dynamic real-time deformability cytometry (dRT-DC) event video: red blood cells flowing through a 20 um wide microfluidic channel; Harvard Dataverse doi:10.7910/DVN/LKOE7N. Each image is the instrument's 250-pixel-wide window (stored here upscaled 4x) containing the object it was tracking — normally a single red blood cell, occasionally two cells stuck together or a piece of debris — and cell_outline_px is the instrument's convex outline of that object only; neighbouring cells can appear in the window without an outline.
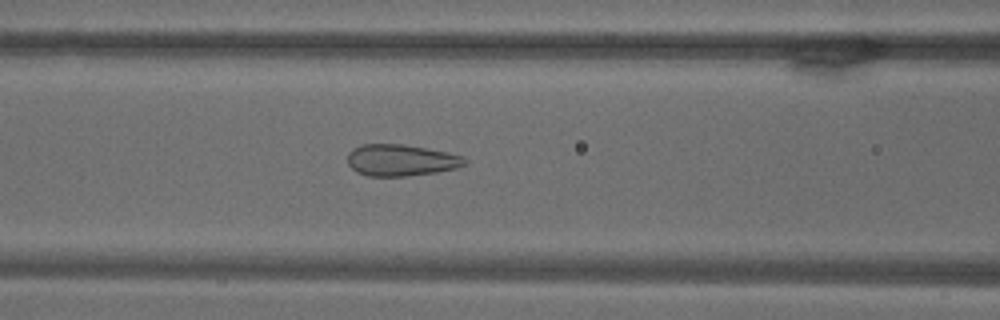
{"species": "common noctule bat (a hibernating species)", "species_latin": "Nyctalus noctula", "temperature_condition": "warm", "stored_images_in_passage": 69, "camera_frame_rate_fps": 3000, "um_per_image_px": 0.085, "animal": {"sex": "male", "body_mass_g": 18.8}, "frame": {"image": 1, "passage_image": 29, "time_ms": 9.333, "image_size_px": [1000, 320], "cell_outline_px": [[468, 160], [464, 164], [456, 168], [436, 172], [408, 176], [368, 176], [356, 172], [348, 164], [348, 152], [352, 148], [364, 144], [404, 144], [448, 152], [464, 156]], "centroid_in_image_um": [34.08, 13.61], "position_along_channel_um": 132.5, "area_um2": 21.68}}
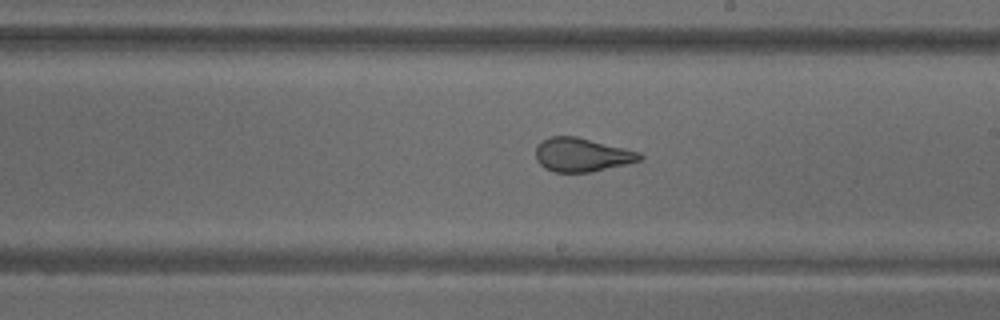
{"frame": {"image": 2, "passage_image": 40, "time_ms": 13.0, "image_size_px": [1000, 320], "cell_outline_px": [[644, 156], [640, 160], [628, 164], [592, 172], [556, 172], [544, 168], [536, 160], [536, 148], [548, 136], [576, 136], [640, 152]], "centroid_in_image_um": [49.47, 13.16], "position_along_channel_um": 239.5, "area_um2": 20.4}}
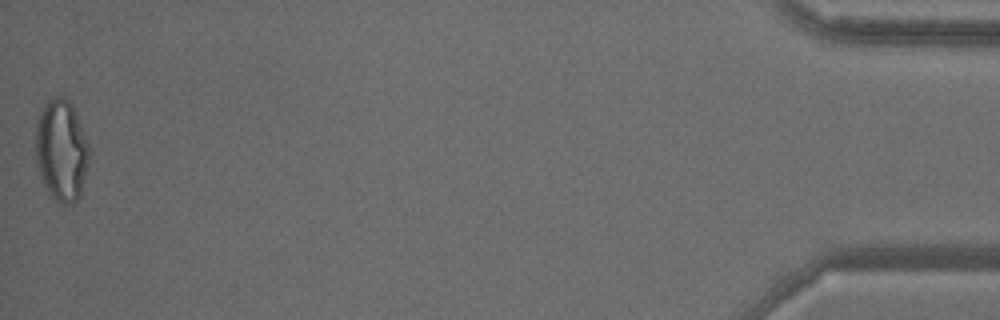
{"frame": {"image": 3, "passage_image": 69, "time_ms": 22.667, "image_size_px": [1000, 320], "cell_outline_px": [[88, 168], [80, 196], [72, 204], [56, 204], [52, 200], [40, 176], [36, 164], [36, 124], [40, 112], [44, 104], [52, 96], [60, 96], [68, 100], [72, 104], [88, 144]], "centroid_in_image_um": [5.2, 12.82], "position_along_channel_um": 430.0, "area_um2": 31.91}}